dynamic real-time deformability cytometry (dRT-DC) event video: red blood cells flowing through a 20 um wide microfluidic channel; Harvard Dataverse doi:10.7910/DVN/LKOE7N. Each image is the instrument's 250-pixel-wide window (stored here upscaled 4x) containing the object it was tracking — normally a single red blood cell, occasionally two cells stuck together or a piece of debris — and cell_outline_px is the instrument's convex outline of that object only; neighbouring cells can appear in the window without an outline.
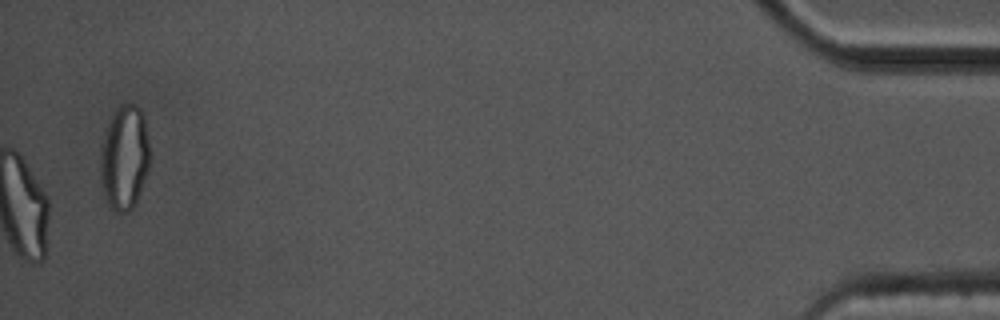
{"species": "common noctule bat (a hibernating species)", "species_latin": "Nyctalus noctula", "temperature_condition": "cold", "stored_images_in_passage": 45, "camera_frame_rate_fps": 3000, "um_per_image_px": 0.085, "animal": {"sex": "male", "body_mass_g": 17.5, "forearm_length_mm": 52.3}, "frame": {"image": 1, "passage_image": 45, "time_ms": 14.667, "image_size_px": [1000, 320], "cell_outline_px": [[148, 168], [136, 204], [128, 212], [116, 212], [112, 208], [104, 192], [100, 172], [100, 144], [108, 120], [116, 108], [120, 104], [136, 104], [140, 108], [144, 116], [148, 140]], "centroid_in_image_um": [10.56, 13.34], "position_along_channel_um": 424.6, "area_um2": 30.11}, "authors_computed_cell_mechanics": {"area_um2": 22.1952, "velocity_mm_per_s": 3.3992, "shape_relaxation_time_tau1_ms": 6.3964, "shape_relaxation_time_tau2_ms": 1.7328, "deformation_change_tau1": 0.1747, "deformation_change_tau2": 0.0931}}